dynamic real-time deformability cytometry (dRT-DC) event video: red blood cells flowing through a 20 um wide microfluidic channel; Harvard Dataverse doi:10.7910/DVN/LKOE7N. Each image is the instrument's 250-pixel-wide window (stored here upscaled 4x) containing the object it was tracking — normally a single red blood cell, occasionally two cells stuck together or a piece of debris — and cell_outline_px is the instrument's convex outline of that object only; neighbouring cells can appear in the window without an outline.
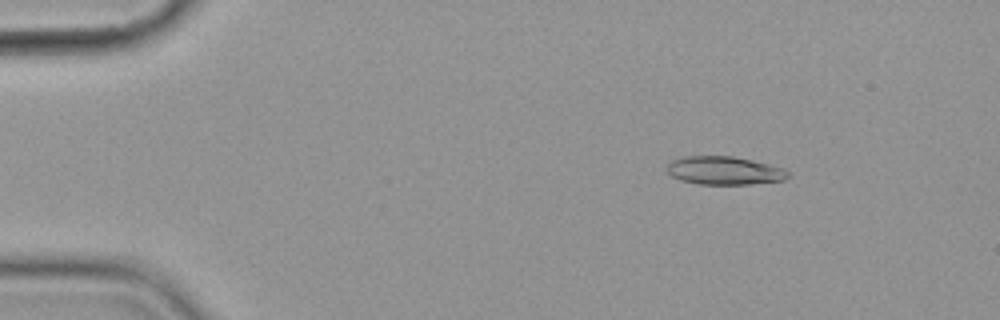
{"species": "common noctule bat (a hibernating species)", "species_latin": "Nyctalus noctula", "temperature_condition": "cold", "stored_images_in_passage": 7, "camera_frame_rate_fps": 3000, "um_per_image_px": 0.085, "animal": {"sex": "female", "body_mass_g": 19.9}, "frame": {"image": 1, "passage_image": 3, "time_ms": 2.333, "image_size_px": [1000, 320], "cell_outline_px": [[788, 176], [784, 180], [748, 184], [696, 184], [680, 180], [672, 176], [668, 172], [668, 164], [672, 160], [684, 156], [732, 156], [752, 160], [784, 168], [788, 172]], "centroid_in_image_um": [61.55, 14.5], "position_along_channel_um": 23.4, "area_um2": 19.83}}
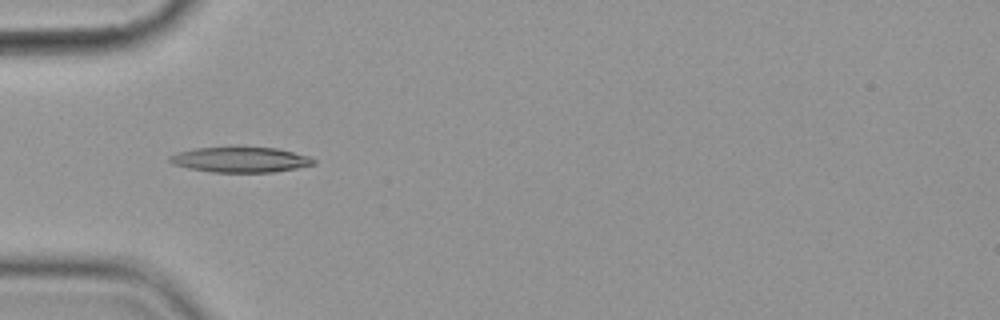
{"frame": {"image": 2, "passage_image": 6, "time_ms": 5.667, "image_size_px": [1000, 320], "cell_outline_px": [[316, 164], [276, 172], [212, 172], [188, 168], [172, 164], [168, 160], [168, 156], [176, 152], [196, 148], [236, 144], [276, 148], [308, 156], [316, 160]], "centroid_in_image_um": [20.39, 13.53], "position_along_channel_um": 64.6, "area_um2": 22.2}}
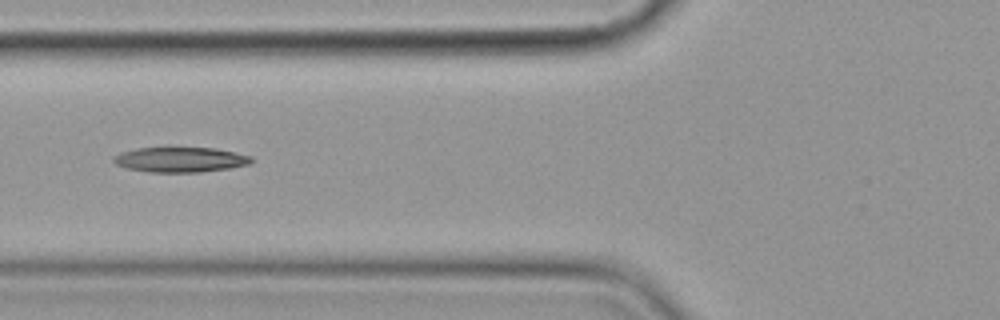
{"frame": {"image": 3, "passage_image": 7, "time_ms": 7.0, "image_size_px": [1000, 320], "cell_outline_px": [[252, 160], [248, 164], [228, 168], [200, 172], [152, 172], [128, 168], [116, 164], [112, 160], [112, 156], [120, 152], [136, 148], [168, 144], [216, 148], [236, 152], [252, 156]], "centroid_in_image_um": [15.28, 13.5], "position_along_channel_um": 110.5, "area_um2": 21.15}}